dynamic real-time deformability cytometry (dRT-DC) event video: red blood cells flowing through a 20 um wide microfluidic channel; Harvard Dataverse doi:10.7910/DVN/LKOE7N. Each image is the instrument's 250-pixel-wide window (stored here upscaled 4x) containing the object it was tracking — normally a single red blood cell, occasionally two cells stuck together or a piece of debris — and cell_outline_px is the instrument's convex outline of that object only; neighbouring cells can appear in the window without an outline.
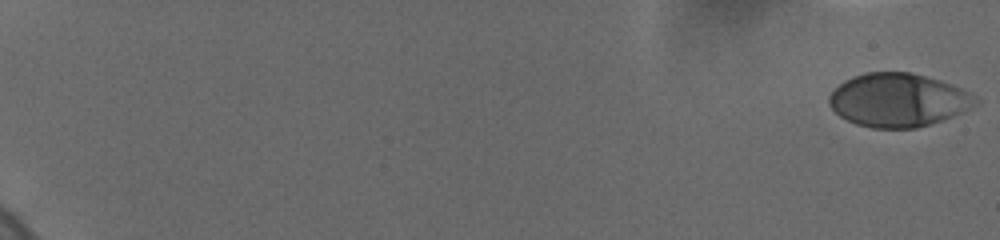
{"species": "human", "species_latin": "Homo sapiens", "temperature_condition": "cold", "stored_images_in_passage": 31, "camera_frame_rate_fps": 3000, "um_per_image_px": 0.085, "donor": {"sex": "female"}, "frame": {"image": 1, "passage_image": 1, "time_ms": 0.0, "image_size_px": [1000, 240], "cell_outline_px": [[976, 104], [952, 116], [916, 128], [872, 128], [856, 124], [840, 116], [828, 104], [828, 100], [832, 92], [844, 80], [868, 72], [908, 72], [924, 76], [948, 84], [964, 92], [976, 100]], "centroid_in_image_um": [76.24, 8.52], "position_along_channel_um": 8.8, "area_um2": 44.33}}
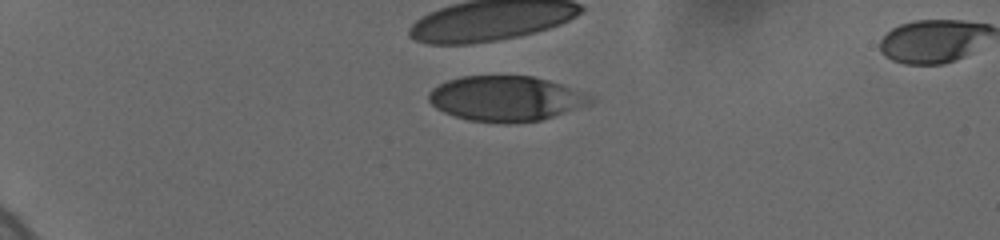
{"frame": {"image": 2, "passage_image": 25, "time_ms": 5.333, "image_size_px": [1000, 240], "cell_outline_px": [[596, 100], [592, 104], [540, 120], [508, 124], [468, 120], [444, 112], [436, 108], [428, 100], [428, 96], [432, 88], [448, 80], [464, 76], [532, 76], [548, 80], [560, 84], [592, 96]], "centroid_in_image_um": [43.01, 8.39], "position_along_channel_um": 42.0, "area_um2": 42.48}}